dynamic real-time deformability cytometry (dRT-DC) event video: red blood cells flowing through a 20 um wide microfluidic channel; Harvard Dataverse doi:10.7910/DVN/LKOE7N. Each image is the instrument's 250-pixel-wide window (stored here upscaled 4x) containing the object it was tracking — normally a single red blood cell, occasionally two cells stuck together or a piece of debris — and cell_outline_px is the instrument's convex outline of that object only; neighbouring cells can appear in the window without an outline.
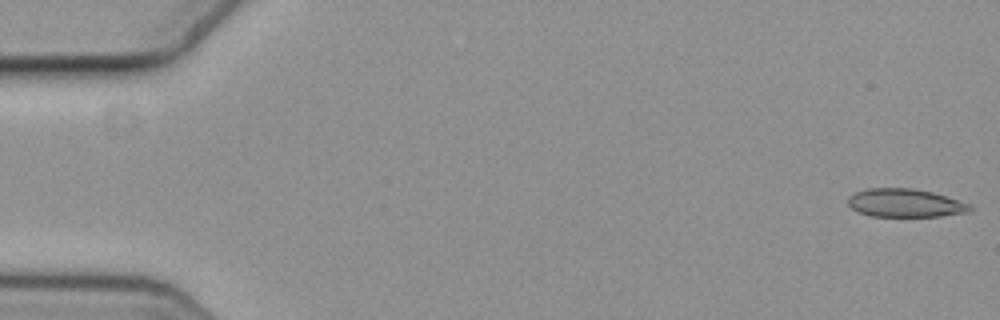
{"species": "common noctule bat (a hibernating species)", "species_latin": "Nyctalus noctula", "temperature_condition": "cold", "stored_images_in_passage": 51, "camera_frame_rate_fps": 3000, "um_per_image_px": 0.085, "animal": {"sex": "female", "body_mass_g": 19.3, "forearm_length_mm": 54.1}, "frame": {"image": 1, "passage_image": 1, "time_ms": 0.0, "image_size_px": [1000, 320], "cell_outline_px": [[972, 208], [968, 212], [940, 216], [872, 216], [860, 212], [852, 208], [848, 204], [848, 196], [856, 192], [868, 188], [912, 188], [932, 192], [972, 204]], "centroid_in_image_um": [76.95, 17.25], "position_along_channel_um": 8.1, "area_um2": 20.0}}
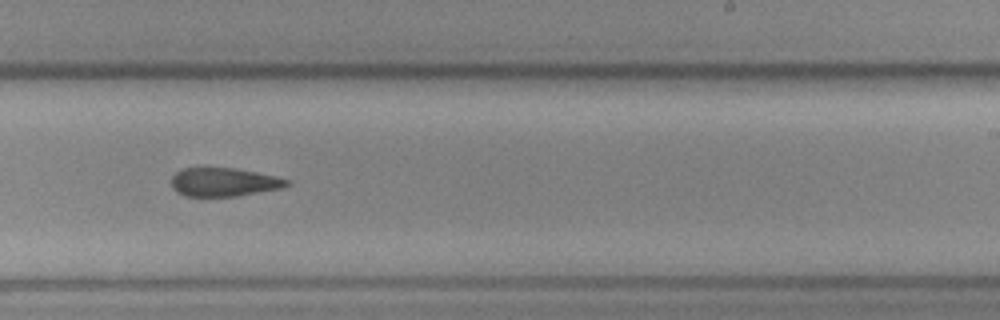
{"frame": {"image": 2, "passage_image": 35, "time_ms": 11.333, "image_size_px": [1000, 320], "cell_outline_px": [[292, 184], [280, 188], [236, 196], [184, 196], [176, 192], [172, 188], [172, 176], [176, 172], [184, 168], [236, 168], [276, 176], [292, 180]], "centroid_in_image_um": [19.04, 15.48], "position_along_channel_um": 270.0, "area_um2": 19.25}}
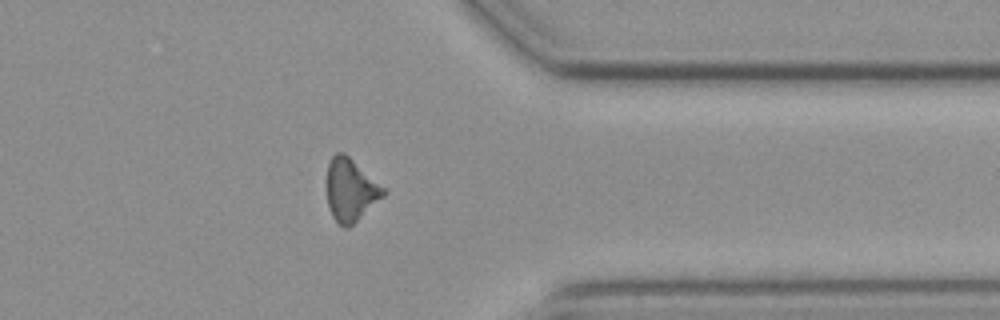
{"frame": {"image": 3, "passage_image": 45, "time_ms": 14.667, "image_size_px": [1000, 320], "cell_outline_px": [[388, 192], [384, 196], [348, 228], [344, 228], [332, 216], [328, 208], [328, 164], [332, 156], [336, 152], [344, 152], [388, 188]], "centroid_in_image_um": [29.85, 16.12], "position_along_channel_um": 381.5, "area_um2": 20.81}}